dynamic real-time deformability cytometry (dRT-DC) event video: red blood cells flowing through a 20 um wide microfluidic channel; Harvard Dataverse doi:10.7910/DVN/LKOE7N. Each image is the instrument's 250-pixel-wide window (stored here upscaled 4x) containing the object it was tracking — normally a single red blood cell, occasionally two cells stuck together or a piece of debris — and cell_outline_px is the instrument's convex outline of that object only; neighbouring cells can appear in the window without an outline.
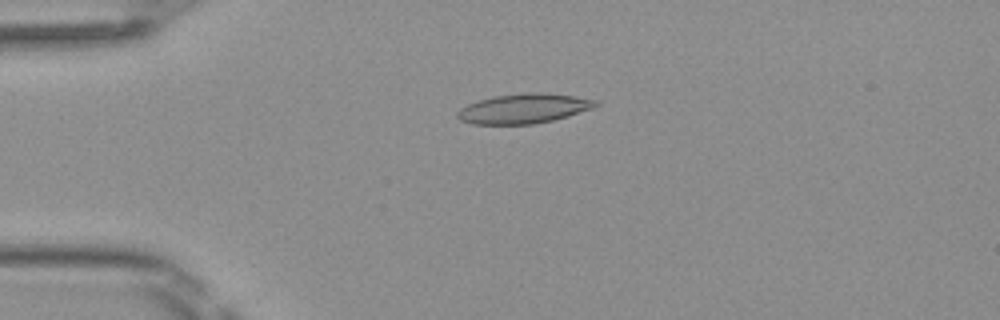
{"species": "Egyptian fruit bat (a non-hibernating species)", "species_latin": "Rousettus aegyptiacus", "temperature_condition": "room temperature", "stored_images_in_passage": 9, "camera_frame_rate_fps": 3000, "um_per_image_px": 0.085, "frame": {"image": 1, "passage_image": 8, "time_ms": 2.333, "image_size_px": [1000, 320], "cell_outline_px": [[580, 108], [572, 112], [560, 116], [544, 120], [516, 124], [488, 124], [512, 96], [560, 96], [576, 100]], "centroid_in_image_um": [45.38, 9.29], "position_along_channel_um": 39.6, "area_um2": 12.95}}